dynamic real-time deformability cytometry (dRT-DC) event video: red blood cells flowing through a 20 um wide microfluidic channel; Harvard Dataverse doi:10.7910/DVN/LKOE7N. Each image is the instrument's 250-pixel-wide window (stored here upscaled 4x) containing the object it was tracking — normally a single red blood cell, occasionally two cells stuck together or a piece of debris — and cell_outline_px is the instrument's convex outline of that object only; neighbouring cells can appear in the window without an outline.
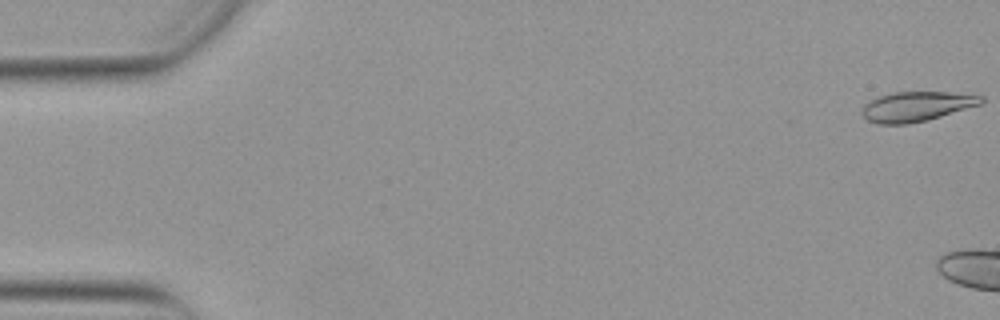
{"species": "Egyptian fruit bat (a non-hibernating species)", "species_latin": "Rousettus aegyptiacus", "temperature_condition": "warm", "stored_images_in_passage": 5, "camera_frame_rate_fps": 3000, "um_per_image_px": 0.085, "animal": {"sex": "female"}, "frame": {"image": 1, "passage_image": 1, "time_ms": 0.0, "image_size_px": [1000, 320], "cell_outline_px": [[984, 100], [980, 104], [928, 120], [908, 124], [876, 124], [868, 120], [860, 112], [864, 104], [868, 100], [876, 96], [892, 92], [948, 92], [984, 96]], "centroid_in_image_um": [77.84, 9.04], "position_along_channel_um": 7.2, "area_um2": 20.81}}